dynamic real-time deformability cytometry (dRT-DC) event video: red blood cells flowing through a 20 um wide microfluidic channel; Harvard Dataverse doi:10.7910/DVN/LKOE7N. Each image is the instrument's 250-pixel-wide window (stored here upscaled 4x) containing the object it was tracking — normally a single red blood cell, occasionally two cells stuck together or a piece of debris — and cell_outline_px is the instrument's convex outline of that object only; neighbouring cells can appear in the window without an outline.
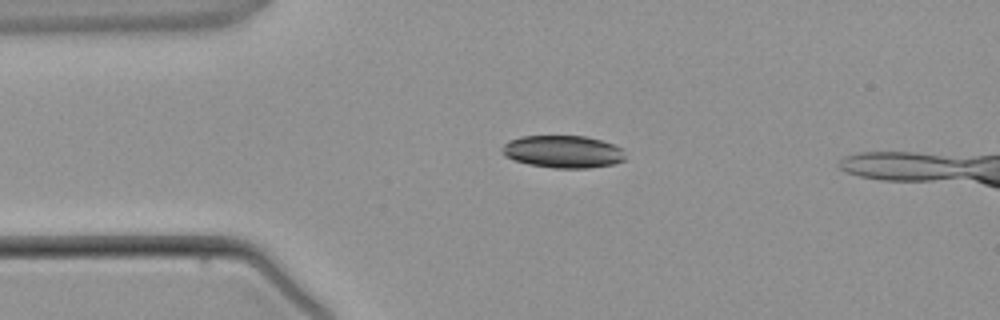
{"species": "common noctule bat (a hibernating species)", "species_latin": "Nyctalus noctula", "temperature_condition": "warm", "stored_images_in_passage": 4, "camera_frame_rate_fps": 3000, "um_per_image_px": 0.085, "animal": {"sex": "male", "body_mass_g": 21.5, "forearm_length_mm": 52.0}, "frame": {"image": 1, "passage_image": 2, "time_ms": 1.333, "image_size_px": [1000, 320], "cell_outline_px": [[624, 160], [612, 164], [588, 168], [552, 168], [528, 164], [504, 156], [500, 152], [504, 144], [520, 136], [584, 136], [600, 140], [624, 148]], "centroid_in_image_um": [47.85, 12.89], "position_along_channel_um": 37.2, "area_um2": 23.24}}
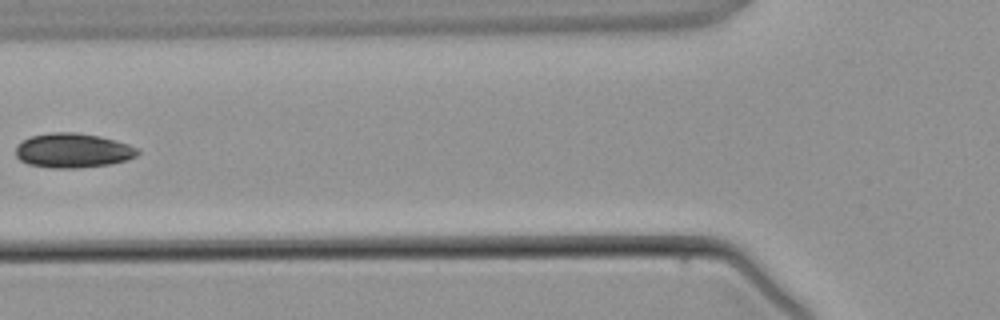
{"frame": {"image": 2, "passage_image": 4, "time_ms": 3.667, "image_size_px": [1000, 320], "cell_outline_px": [[140, 152], [136, 156], [128, 160], [108, 164], [76, 168], [52, 168], [28, 164], [20, 160], [16, 156], [16, 148], [24, 140], [32, 136], [52, 132], [76, 132], [100, 136], [128, 144], [140, 148]], "centroid_in_image_um": [6.23, 12.79], "position_along_channel_um": 119.6, "area_um2": 24.45}}